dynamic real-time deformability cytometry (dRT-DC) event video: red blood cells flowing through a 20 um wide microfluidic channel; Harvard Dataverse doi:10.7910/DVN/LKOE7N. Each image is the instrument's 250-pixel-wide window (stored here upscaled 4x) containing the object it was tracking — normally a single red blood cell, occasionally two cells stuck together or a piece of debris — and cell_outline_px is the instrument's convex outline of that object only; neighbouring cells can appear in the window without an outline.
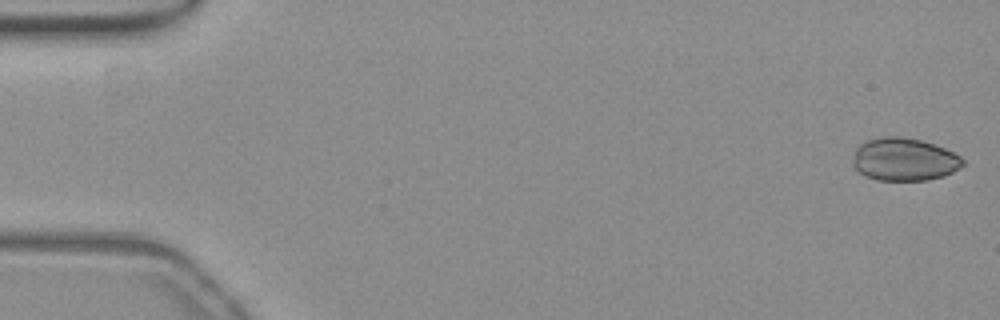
{"species": "common noctule bat (a hibernating species)", "species_latin": "Nyctalus noctula", "temperature_condition": "warm", "stored_images_in_passage": 54, "camera_frame_rate_fps": 3000, "um_per_image_px": 0.085, "animal": {"sex": "female", "body_mass_g": 19.3, "forearm_length_mm": 54.1}, "frame": {"image": 1, "passage_image": 1, "time_ms": 0.0, "image_size_px": [1000, 320], "cell_outline_px": [[964, 164], [952, 172], [944, 176], [928, 180], [876, 180], [864, 176], [852, 164], [852, 160], [856, 148], [860, 144], [868, 140], [880, 136], [900, 136], [920, 140], [944, 148], [960, 156], [964, 160]], "centroid_in_image_um": [76.83, 13.55], "position_along_channel_um": 8.2, "area_um2": 27.46}}
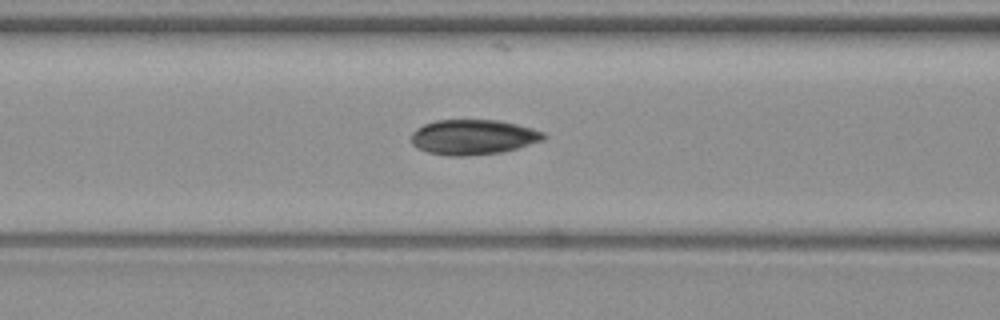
{"frame": {"image": 2, "passage_image": 22, "time_ms": 7.0, "image_size_px": [1000, 320], "cell_outline_px": [[548, 136], [544, 140], [504, 152], [464, 156], [448, 156], [428, 152], [416, 148], [412, 144], [412, 132], [416, 128], [424, 124], [436, 120], [496, 120], [516, 124], [532, 128], [544, 132]], "centroid_in_image_um": [40.22, 11.66], "position_along_channel_um": 126.4, "area_um2": 27.22}}
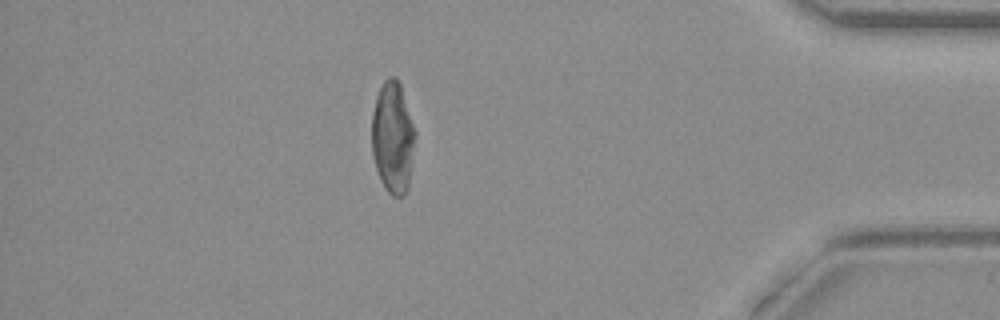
{"frame": {"image": 3, "passage_image": 47, "time_ms": 15.333, "image_size_px": [1000, 320], "cell_outline_px": [[416, 136], [408, 188], [404, 196], [392, 196], [384, 188], [380, 180], [372, 156], [372, 112], [376, 96], [384, 80], [388, 76], [396, 76], [400, 84], [416, 132]], "centroid_in_image_um": [33.38, 11.7], "position_along_channel_um": 401.8, "area_um2": 28.5}, "authors_computed_cell_mechanics": {"area_um2": 27.6284, "velocity_mm_per_s": 3.8232, "shape_relaxation_time_tau1_ms": null, "shape_relaxation_time_tau2_ms": 1.4872, "deformation_change_tau1": null, "deformation_change_tau2": 0.0459}}